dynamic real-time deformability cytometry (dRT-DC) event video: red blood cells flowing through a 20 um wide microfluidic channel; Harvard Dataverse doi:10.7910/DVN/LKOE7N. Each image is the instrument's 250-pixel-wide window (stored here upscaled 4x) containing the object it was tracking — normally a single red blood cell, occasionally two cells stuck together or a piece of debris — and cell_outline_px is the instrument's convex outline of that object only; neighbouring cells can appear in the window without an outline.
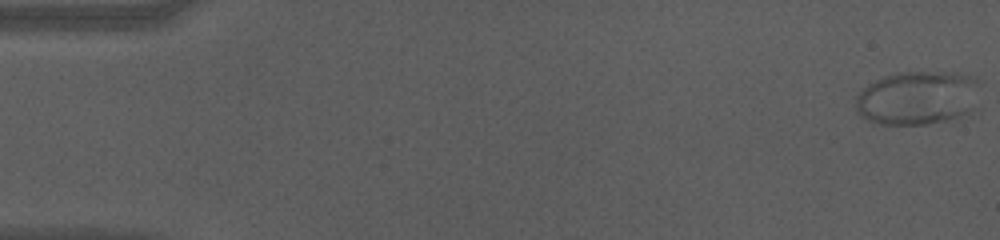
{"species": "human", "species_latin": "Homo sapiens", "temperature_condition": "cold", "stored_images_in_passage": 57, "segment_of_instrument_passage": [1, 2], "camera_frame_rate_fps": 3000, "um_per_image_px": 0.085, "donor": {"sex": "male"}, "frame": {"image": 1, "passage_image": 1, "time_ms": 0.0, "image_size_px": [1000, 240], "cell_outline_px": [[980, 80], [972, 108], [968, 112], [960, 116], [948, 120], [928, 124], [872, 124], [856, 108], [856, 96], [868, 84], [884, 76], [896, 72], [952, 72], [976, 76]], "centroid_in_image_um": [77.99, 8.3], "position_along_channel_um": 7.0, "area_um2": 38.96}}
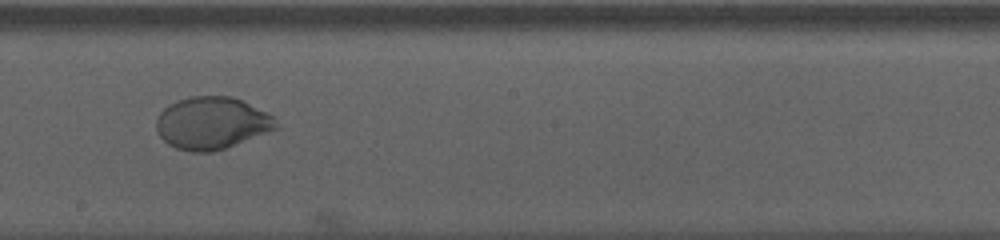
{"frame": {"image": 2, "passage_image": 33, "time_ms": 10.667, "image_size_px": [1000, 240], "cell_outline_px": [[280, 128], [224, 148], [212, 152], [192, 152], [176, 148], [168, 144], [156, 132], [156, 120], [160, 112], [168, 104], [176, 100], [192, 96], [232, 96], [272, 116]], "centroid_in_image_um": [17.96, 10.46], "position_along_channel_um": 230.2, "area_um2": 36.3}}
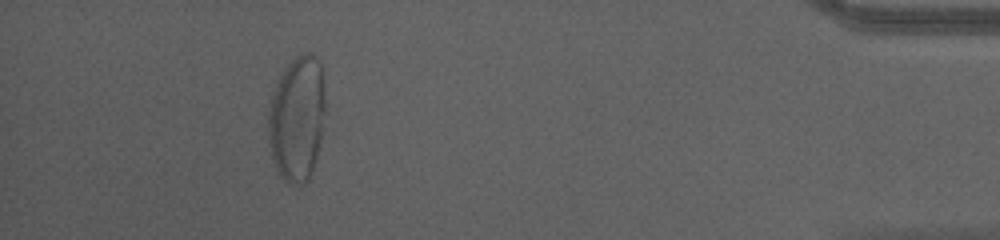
{"frame": {"image": 3, "passage_image": 53, "time_ms": 17.333, "image_size_px": [1000, 240], "cell_outline_px": [[328, 112], [324, 132], [308, 180], [304, 184], [296, 184], [284, 180], [280, 176], [276, 168], [272, 156], [268, 140], [268, 112], [272, 92], [284, 68], [296, 56], [304, 52], [312, 52], [320, 60]], "centroid_in_image_um": [25.29, 10.02], "position_along_channel_um": 409.9, "area_um2": 42.71}}